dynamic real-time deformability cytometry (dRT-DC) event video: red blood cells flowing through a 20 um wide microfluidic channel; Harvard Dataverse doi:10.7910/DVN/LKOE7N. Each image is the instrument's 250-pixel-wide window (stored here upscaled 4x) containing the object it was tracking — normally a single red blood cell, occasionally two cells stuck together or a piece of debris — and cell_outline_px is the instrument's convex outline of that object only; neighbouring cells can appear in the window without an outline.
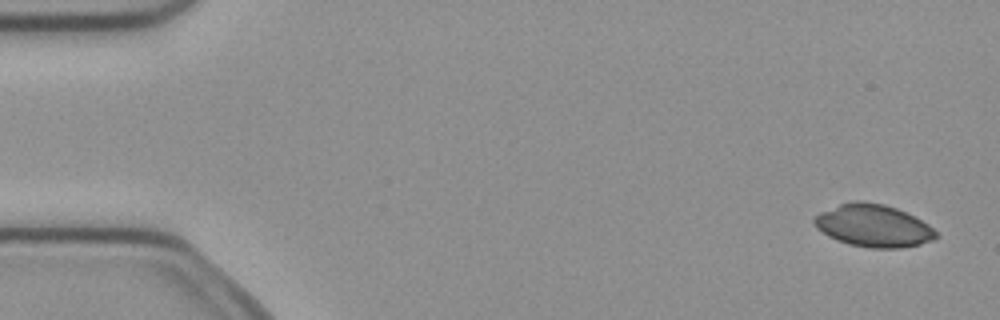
{"species": "common noctule bat (a hibernating species)", "species_latin": "Nyctalus noctula", "temperature_condition": "cold", "stored_images_in_passage": 4, "camera_frame_rate_fps": 3000, "um_per_image_px": 0.085, "animal": {"sex": "female", "body_mass_g": 21.9}, "frame": {"image": 1, "passage_image": 1, "time_ms": 0.0, "image_size_px": [1000, 320], "cell_outline_px": [[940, 236], [936, 240], [920, 244], [900, 248], [868, 248], [848, 244], [836, 240], [828, 236], [816, 228], [812, 220], [820, 212], [840, 204], [856, 200], [860, 200], [884, 204], [896, 208], [928, 224]], "centroid_in_image_um": [74.23, 19.2], "position_along_channel_um": 10.8, "area_um2": 30.17}}